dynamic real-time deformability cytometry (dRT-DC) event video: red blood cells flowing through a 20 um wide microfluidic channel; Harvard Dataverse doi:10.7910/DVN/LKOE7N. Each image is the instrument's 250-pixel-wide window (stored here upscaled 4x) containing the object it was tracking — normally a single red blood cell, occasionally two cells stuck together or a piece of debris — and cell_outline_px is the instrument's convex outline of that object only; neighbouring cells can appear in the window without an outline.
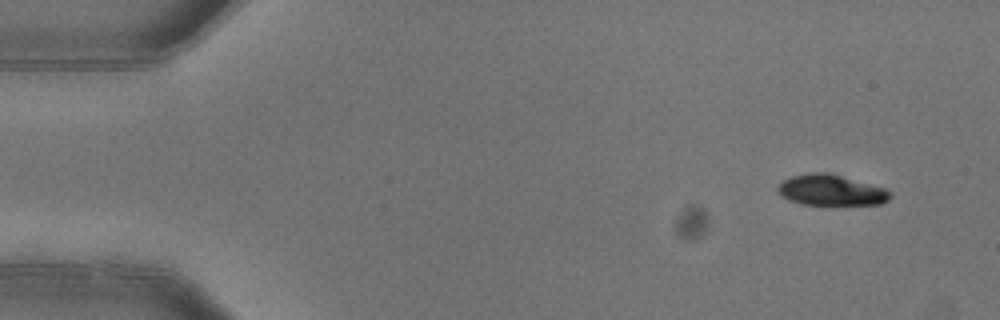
{"species": "common noctule bat (a hibernating species)", "species_latin": "Nyctalus noctula", "temperature_condition": "warm", "stored_images_in_passage": 4, "camera_frame_rate_fps": 3000, "um_per_image_px": 0.085, "animal": {"sex": "female"}, "frame": {"image": 1, "passage_image": 1, "time_ms": 0.0, "image_size_px": [1000, 320], "cell_outline_px": [[892, 196], [888, 200], [880, 204], [800, 204], [788, 200], [780, 196], [776, 188], [784, 180], [792, 176], [812, 172], [828, 172], [884, 188], [892, 192]], "centroid_in_image_um": [70.61, 16.16], "position_along_channel_um": 14.4, "area_um2": 20.06}}
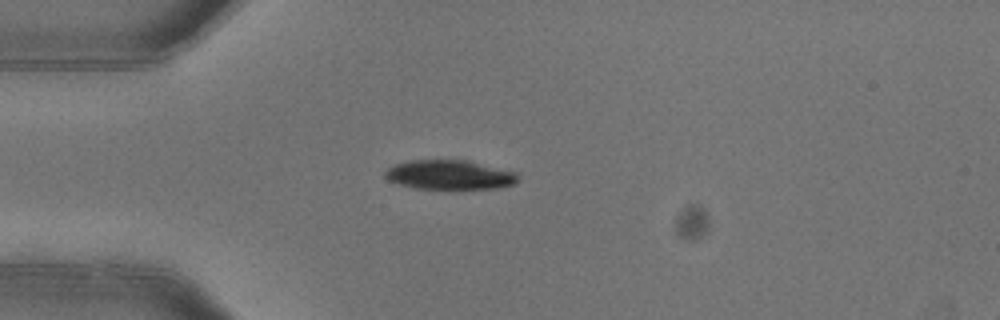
{"frame": {"image": 2, "passage_image": 3, "time_ms": 0.667, "image_size_px": [1000, 320], "cell_outline_px": [[516, 184], [496, 188], [452, 192], [416, 188], [400, 184], [388, 180], [384, 176], [384, 172], [388, 168], [396, 164], [412, 160], [468, 160], [516, 172]], "centroid_in_image_um": [38.22, 14.91], "position_along_channel_um": 46.8, "area_um2": 23.58}}